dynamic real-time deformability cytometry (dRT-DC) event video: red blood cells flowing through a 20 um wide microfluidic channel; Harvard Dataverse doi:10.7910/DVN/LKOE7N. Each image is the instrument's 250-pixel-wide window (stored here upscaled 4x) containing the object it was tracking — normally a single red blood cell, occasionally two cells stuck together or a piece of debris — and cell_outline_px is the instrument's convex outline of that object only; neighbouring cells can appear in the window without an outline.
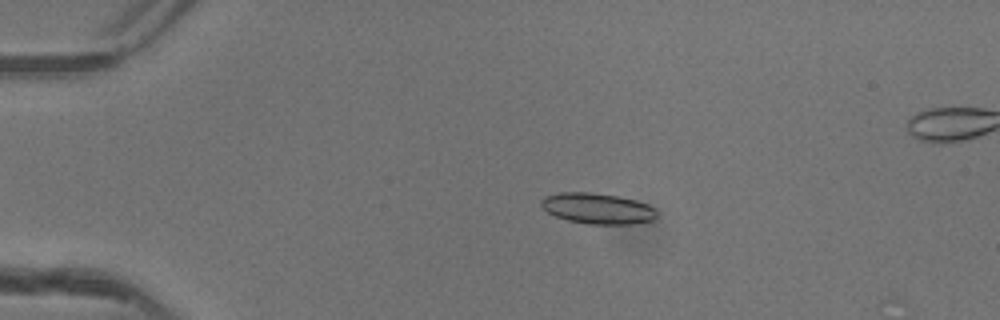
{"species": "common noctule bat (a hibernating species)", "species_latin": "Nyctalus noctula", "temperature_condition": "warm", "stored_images_in_passage": 41, "camera_frame_rate_fps": 3000, "um_per_image_px": 0.085, "animal": {"sex": "female"}, "frame": {"image": 1, "passage_image": 1, "time_ms": 0.0, "image_size_px": [1000, 320], "cell_outline_px": [[656, 216], [652, 220], [632, 224], [588, 224], [568, 220], [556, 216], [548, 212], [540, 204], [540, 200], [544, 196], [560, 192], [592, 192], [620, 196], [636, 200], [648, 204], [656, 212]], "centroid_in_image_um": [50.77, 17.71], "position_along_channel_um": 34.2, "area_um2": 20.75}}
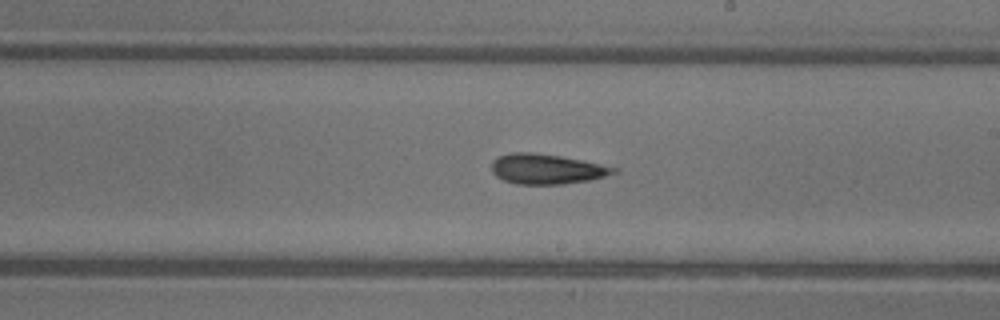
{"frame": {"image": 2, "passage_image": 20, "time_ms": 6.333, "image_size_px": [1000, 320], "cell_outline_px": [[620, 172], [588, 180], [564, 184], [516, 184], [504, 180], [496, 176], [492, 172], [492, 160], [496, 156], [508, 152], [532, 152], [560, 156], [620, 168]], "centroid_in_image_um": [46.44, 14.35], "position_along_channel_um": 242.6, "area_um2": 21.5}}
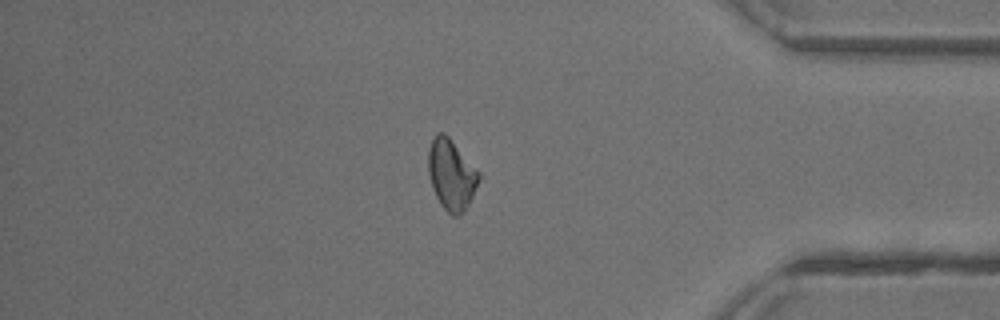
{"frame": {"image": 3, "passage_image": 33, "time_ms": 10.667, "image_size_px": [1000, 320], "cell_outline_px": [[484, 176], [464, 212], [460, 216], [452, 216], [440, 204], [432, 188], [428, 172], [428, 148], [436, 132], [444, 132], [448, 136]], "centroid_in_image_um": [38.4, 14.85], "position_along_channel_um": 396.8, "area_um2": 21.27}}